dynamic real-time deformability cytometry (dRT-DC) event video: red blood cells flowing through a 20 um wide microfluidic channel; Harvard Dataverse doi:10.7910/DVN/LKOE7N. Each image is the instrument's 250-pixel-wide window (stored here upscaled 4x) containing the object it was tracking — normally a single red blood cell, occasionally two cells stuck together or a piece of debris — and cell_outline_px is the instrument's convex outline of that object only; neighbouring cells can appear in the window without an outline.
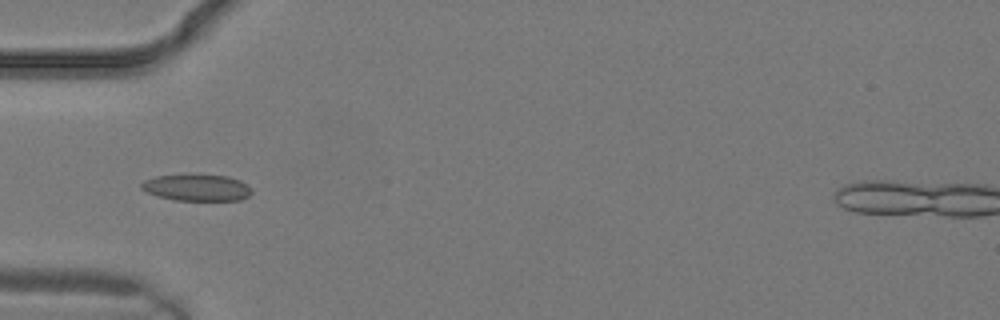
{"species": "common noctule bat (a hibernating species)", "species_latin": "Nyctalus noctula", "temperature_condition": "warm", "stored_images_in_passage": 2, "camera_frame_rate_fps": 3000, "um_per_image_px": 0.085, "animal": {"sex": "male", "body_mass_g": 19.2, "forearm_length_mm": 51.8}, "frame": {"image": 1, "passage_image": 2, "time_ms": 0.333, "image_size_px": [1000, 320], "cell_outline_px": [[252, 192], [248, 196], [240, 200], [176, 200], [160, 196], [148, 192], [140, 188], [140, 184], [144, 180], [156, 176], [196, 172], [228, 176], [240, 180], [248, 184], [252, 188]], "centroid_in_image_um": [16.76, 15.9], "position_along_channel_um": 68.2, "area_um2": 17.69}}